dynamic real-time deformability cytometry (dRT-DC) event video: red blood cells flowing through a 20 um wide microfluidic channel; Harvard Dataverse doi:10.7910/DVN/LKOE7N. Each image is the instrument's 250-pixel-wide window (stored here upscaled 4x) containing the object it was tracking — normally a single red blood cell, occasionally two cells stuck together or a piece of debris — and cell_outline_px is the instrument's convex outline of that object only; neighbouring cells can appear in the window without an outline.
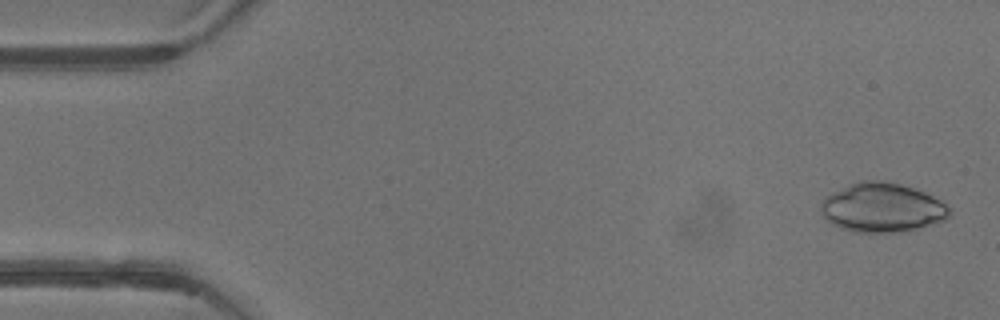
{"species": "common noctule bat (a hibernating species)", "species_latin": "Nyctalus noctula", "temperature_condition": "warm", "stored_images_in_passage": 52, "camera_frame_rate_fps": 3000, "um_per_image_px": 0.085, "animal": {"sex": "female"}, "frame": {"image": 1, "passage_image": 2, "time_ms": 0.333, "image_size_px": [1000, 320], "cell_outline_px": [[952, 212], [944, 220], [920, 228], [904, 232], [852, 232], [840, 228], [832, 224], [824, 216], [820, 208], [824, 196], [848, 184], [860, 180], [880, 180], [900, 184], [924, 192], [940, 200], [952, 208]], "centroid_in_image_um": [74.98, 17.65], "position_along_channel_um": 10.0, "area_um2": 37.11}}